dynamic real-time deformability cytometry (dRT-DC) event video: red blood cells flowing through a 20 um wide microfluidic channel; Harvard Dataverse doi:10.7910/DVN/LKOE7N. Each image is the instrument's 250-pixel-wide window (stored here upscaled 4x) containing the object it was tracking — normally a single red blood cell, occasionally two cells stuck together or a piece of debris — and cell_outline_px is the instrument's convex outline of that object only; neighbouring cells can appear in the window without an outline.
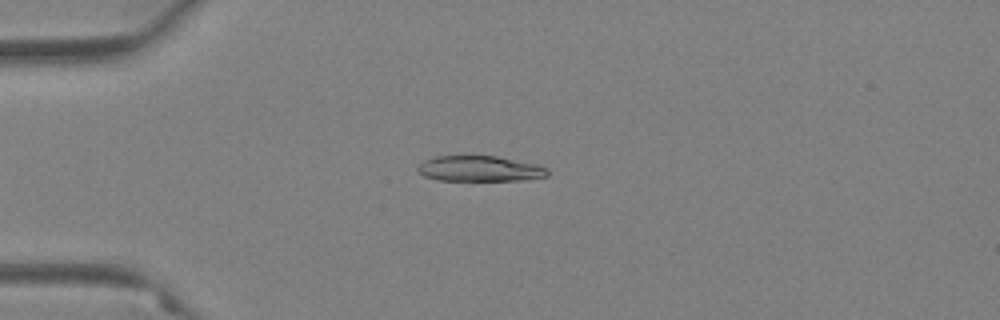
{"species": "Egyptian fruit bat (a non-hibernating species)", "species_latin": "Rousettus aegyptiacus", "temperature_condition": "warm", "stored_images_in_passage": 56, "camera_frame_rate_fps": 3000, "um_per_image_px": 0.085, "animal": {"sex": "female"}, "frame": {"image": 1, "passage_image": 14, "time_ms": 4.333, "image_size_px": [1000, 320], "cell_outline_px": [[548, 176], [520, 180], [436, 180], [424, 176], [416, 168], [424, 160], [436, 156], [496, 156], [536, 164], [548, 168]], "centroid_in_image_um": [40.77, 14.34], "position_along_channel_um": 44.2, "area_um2": 19.19}}
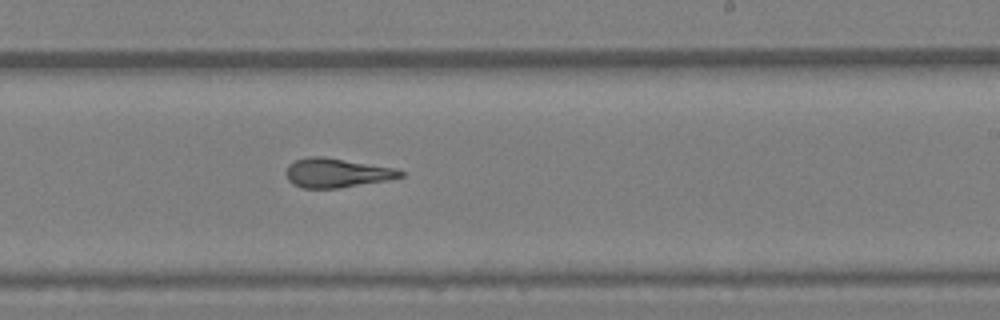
{"frame": {"image": 2, "passage_image": 34, "time_ms": 11.0, "image_size_px": [1000, 320], "cell_outline_px": [[404, 176], [384, 180], [340, 188], [304, 188], [292, 184], [288, 180], [284, 172], [288, 164], [296, 160], [308, 156], [320, 156], [400, 168], [404, 172]], "centroid_in_image_um": [28.6, 14.68], "position_along_channel_um": 260.4, "area_um2": 19.59}}
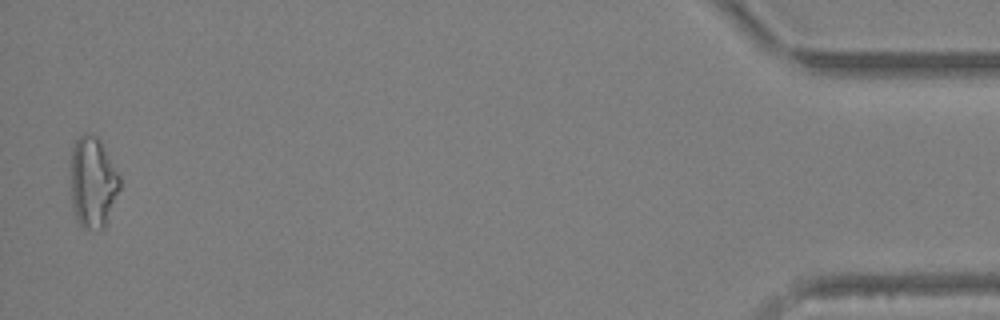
{"frame": {"image": 3, "passage_image": 55, "time_ms": 18.0, "image_size_px": [1000, 320], "cell_outline_px": [[120, 188], [104, 228], [84, 228], [80, 224], [76, 216], [72, 204], [72, 148], [76, 140], [84, 132], [88, 132], [96, 136], [100, 140], [120, 176]], "centroid_in_image_um": [7.91, 15.46], "position_along_channel_um": 427.3, "area_um2": 25.55}, "authors_computed_cell_mechanics": {"area_um2": 20.7791, "velocity_mm_per_s": 3.633, "shape_relaxation_time_tau1_ms": 9.9247, "shape_relaxation_time_tau2_ms": 3.1442, "deformation_change_tau1": 0.2516, "deformation_change_tau2": 0.1216}}